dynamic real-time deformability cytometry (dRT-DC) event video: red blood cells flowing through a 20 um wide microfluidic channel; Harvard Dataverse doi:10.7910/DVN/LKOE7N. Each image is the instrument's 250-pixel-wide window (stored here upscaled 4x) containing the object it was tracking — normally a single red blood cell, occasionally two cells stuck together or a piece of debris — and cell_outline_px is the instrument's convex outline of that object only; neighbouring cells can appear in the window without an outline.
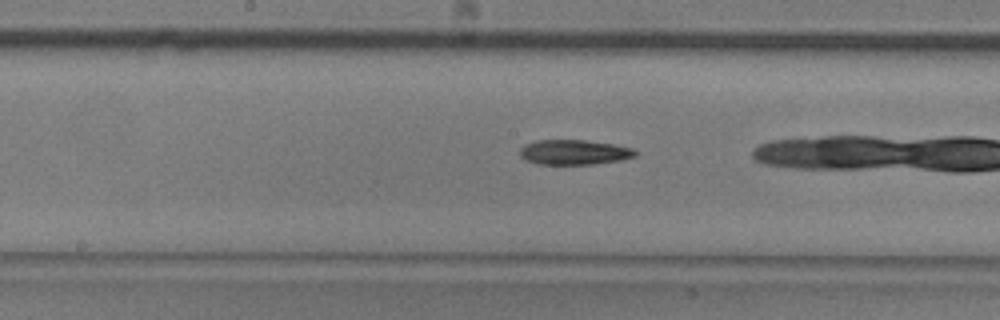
{"species": "common noctule bat (a hibernating species)", "species_latin": "Nyctalus noctula", "temperature_condition": "room temperature", "stored_images_in_passage": 26, "camera_frame_rate_fps": 3000, "um_per_image_px": 0.085, "animal": {"sex": "male", "body_mass_g": 20.5, "forearm_length_mm": 52.5}, "frame": {"image": 1, "passage_image": 12, "time_ms": 3.667, "image_size_px": [1000, 320], "cell_outline_px": [[636, 156], [624, 160], [592, 164], [536, 164], [524, 160], [520, 156], [520, 148], [524, 144], [536, 140], [584, 140], [612, 144], [632, 148], [636, 152]], "centroid_in_image_um": [48.77, 12.94], "position_along_channel_um": 199.4, "area_um2": 16.88}}